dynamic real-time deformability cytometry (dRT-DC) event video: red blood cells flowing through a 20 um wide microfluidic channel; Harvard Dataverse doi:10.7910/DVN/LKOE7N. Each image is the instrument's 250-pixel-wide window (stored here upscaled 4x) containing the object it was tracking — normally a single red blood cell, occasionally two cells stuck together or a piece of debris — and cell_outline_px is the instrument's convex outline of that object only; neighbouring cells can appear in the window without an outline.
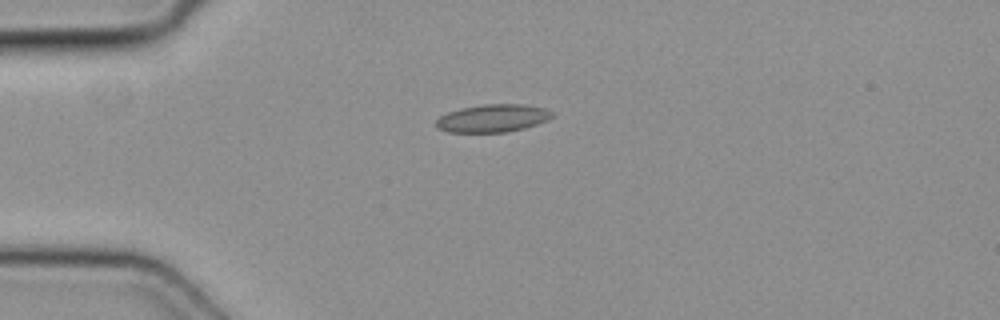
{"species": "common noctule bat (a hibernating species)", "species_latin": "Nyctalus noctula", "temperature_condition": "cold", "stored_images_in_passage": 4, "camera_frame_rate_fps": 3000, "um_per_image_px": 0.085, "animal": {"sex": "female", "body_mass_g": 19.3, "forearm_length_mm": 54.1}, "frame": {"image": 1, "passage_image": 4, "time_ms": 1.0, "image_size_px": [1000, 320], "cell_outline_px": [[552, 116], [548, 120], [524, 128], [504, 132], [448, 132], [436, 128], [436, 120], [440, 116], [448, 112], [460, 108], [484, 104], [524, 104], [544, 108], [552, 112]], "centroid_in_image_um": [41.85, 10.05], "position_along_channel_um": 43.1, "area_um2": 18.73}}